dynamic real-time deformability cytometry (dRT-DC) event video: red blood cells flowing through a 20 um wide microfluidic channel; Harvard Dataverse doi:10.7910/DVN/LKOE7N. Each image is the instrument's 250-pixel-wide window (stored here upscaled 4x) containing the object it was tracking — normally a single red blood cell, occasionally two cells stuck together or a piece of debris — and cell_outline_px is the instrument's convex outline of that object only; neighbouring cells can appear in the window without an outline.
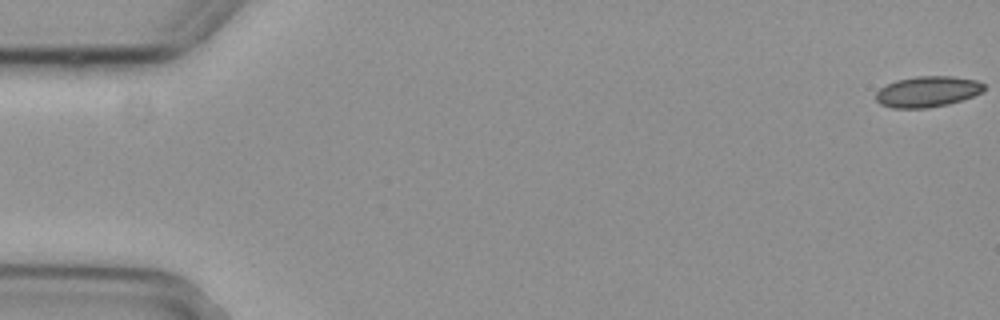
{"species": "common noctule bat (a hibernating species)", "species_latin": "Nyctalus noctula", "temperature_condition": "cold", "stored_images_in_passage": 5, "segment_of_instrument_passage": [1, 2], "camera_frame_rate_fps": 3000, "um_per_image_px": 0.085, "animal": {"sex": "female", "body_mass_g": 29.2, "forearm_length_mm": 56.3}, "frame": {"image": 1, "passage_image": 1, "time_ms": 0.0, "image_size_px": [1000, 320], "cell_outline_px": [[984, 88], [980, 92], [972, 96], [948, 104], [928, 108], [892, 108], [880, 104], [876, 100], [876, 92], [880, 88], [896, 80], [916, 76], [952, 76], [976, 80], [984, 84]], "centroid_in_image_um": [78.8, 7.79], "position_along_channel_um": 6.2, "area_um2": 19.31}}